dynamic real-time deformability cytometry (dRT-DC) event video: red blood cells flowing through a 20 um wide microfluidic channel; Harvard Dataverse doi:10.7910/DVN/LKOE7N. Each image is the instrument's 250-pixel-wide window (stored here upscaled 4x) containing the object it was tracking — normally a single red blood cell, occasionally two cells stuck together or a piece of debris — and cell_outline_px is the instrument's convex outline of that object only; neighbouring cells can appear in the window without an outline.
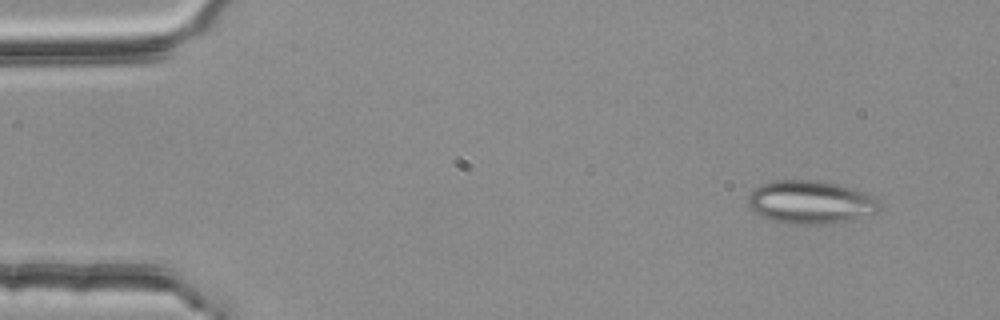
{"species": "common noctule bat (a hibernating species)", "species_latin": "Nyctalus noctula", "temperature_condition": "room temperature", "stored_images_in_passage": 3, "camera_frame_rate_fps": 3000, "um_per_image_px": 0.085, "animal": {"sex": "female", "body_mass_g": 25.1}, "frame": {"image": 1, "passage_image": 1, "time_ms": 0.0, "image_size_px": [1000, 320], "cell_outline_px": [[884, 204], [876, 212], [840, 224], [784, 224], [768, 220], [752, 212], [748, 204], [748, 196], [760, 184], [776, 180], [816, 180], [836, 184], [864, 192], [880, 200]], "centroid_in_image_um": [68.9, 17.21], "position_along_channel_um": 16.1, "area_um2": 33.64}}